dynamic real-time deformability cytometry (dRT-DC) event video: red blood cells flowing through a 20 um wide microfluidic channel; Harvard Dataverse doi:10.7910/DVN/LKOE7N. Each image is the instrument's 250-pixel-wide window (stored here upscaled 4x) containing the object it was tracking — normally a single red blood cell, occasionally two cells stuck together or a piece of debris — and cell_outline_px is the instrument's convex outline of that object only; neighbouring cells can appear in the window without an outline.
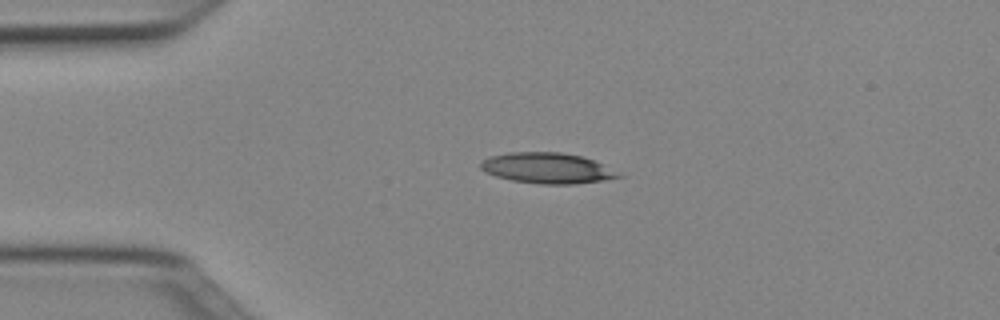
{"species": "Egyptian fruit bat (a non-hibernating species)", "species_latin": "Rousettus aegyptiacus", "temperature_condition": "cold", "stored_images_in_passage": 40, "camera_frame_rate_fps": 3000, "um_per_image_px": 0.085, "animal": {"sex": "female"}, "frame": {"image": 1, "passage_image": 8, "time_ms": 2.333, "image_size_px": [1000, 320], "cell_outline_px": [[624, 176], [604, 180], [576, 184], [540, 184], [512, 180], [496, 176], [484, 172], [480, 168], [480, 160], [488, 156], [508, 152], [560, 152], [580, 156], [592, 160]], "centroid_in_image_um": [46.42, 14.29], "position_along_channel_um": 38.6, "area_um2": 24.51}}
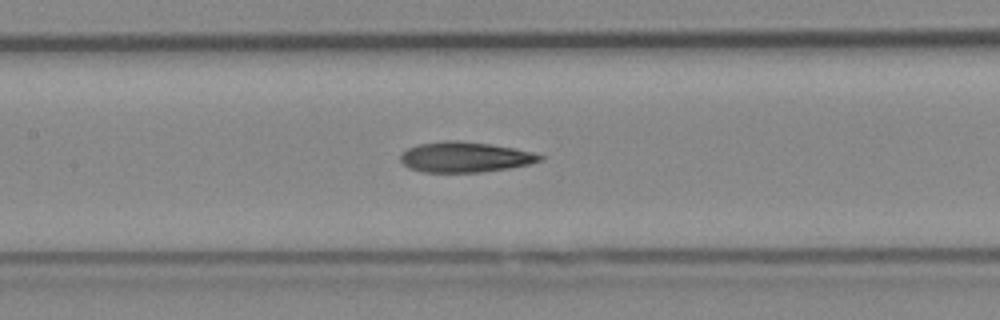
{"frame": {"image": 2, "passage_image": 20, "time_ms": 6.333, "image_size_px": [1000, 320], "cell_outline_px": [[544, 160], [528, 164], [508, 168], [480, 172], [424, 172], [408, 168], [400, 160], [400, 156], [408, 148], [416, 144], [444, 140], [456, 140], [488, 144], [516, 148], [532, 152], [544, 156]], "centroid_in_image_um": [39.52, 13.34], "position_along_channel_um": 167.9, "area_um2": 24.68}}
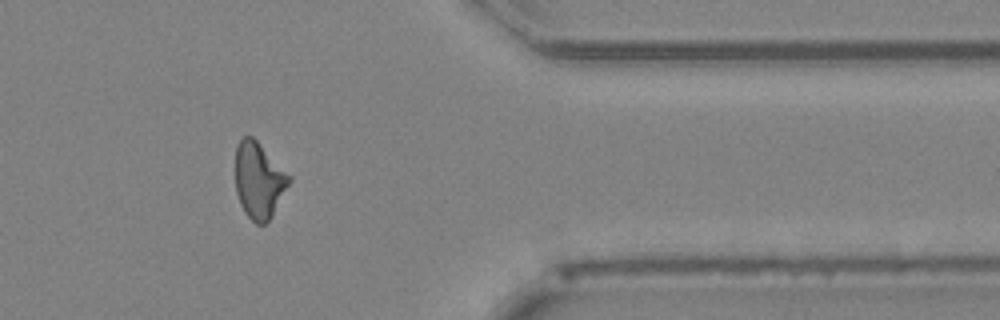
{"frame": {"image": 3, "passage_image": 38, "time_ms": 12.333, "image_size_px": [1000, 320], "cell_outline_px": [[292, 180], [272, 216], [264, 224], [256, 224], [244, 212], [240, 204], [236, 192], [236, 144], [244, 136], [252, 136], [292, 176]], "centroid_in_image_um": [22.02, 15.33], "position_along_channel_um": 389.4, "area_um2": 23.87}, "authors_computed_cell_mechanics": {"area_um2": 24.3916, "velocity_mm_per_s": 4.0085, "shape_relaxation_time_tau1_ms": 7.4581, "shape_relaxation_time_tau2_ms": 4.3901, "deformation_change_tau1": 0.2102, "deformation_change_tau2": 0.1486}}